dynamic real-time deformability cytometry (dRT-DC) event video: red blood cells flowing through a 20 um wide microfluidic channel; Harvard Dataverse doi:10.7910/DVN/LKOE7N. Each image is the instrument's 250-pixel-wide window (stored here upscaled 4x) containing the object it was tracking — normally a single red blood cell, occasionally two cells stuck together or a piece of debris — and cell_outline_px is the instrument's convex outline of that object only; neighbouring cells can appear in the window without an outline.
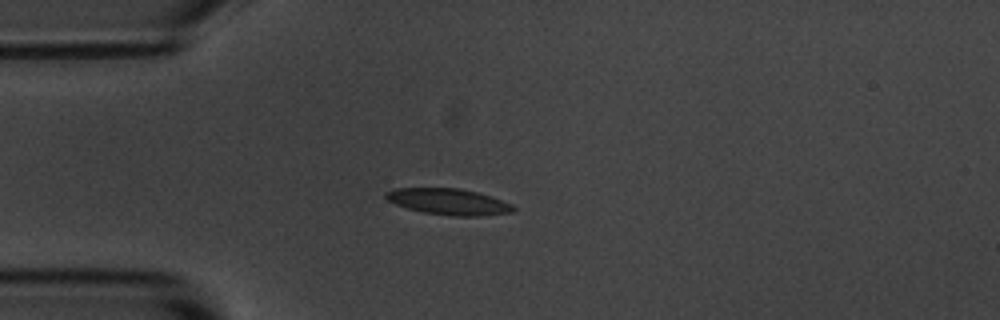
{"species": "common noctule bat (a hibernating species)", "species_latin": "Nyctalus noctula", "temperature_condition": "room temperature", "stored_images_in_passage": 3, "camera_frame_rate_fps": 3000, "um_per_image_px": 0.085, "animal": {"sex": "male", "body_mass_g": 20.1, "forearm_length_mm": 53.5}, "frame": {"image": 1, "passage_image": 3, "time_ms": 3.0, "image_size_px": [1000, 320], "cell_outline_px": [[516, 208], [512, 212], [476, 216], [452, 216], [424, 212], [408, 208], [396, 204], [388, 200], [384, 196], [384, 192], [396, 188], [460, 188], [476, 192], [512, 204]], "centroid_in_image_um": [38.1, 17.14], "position_along_channel_um": 46.9, "area_um2": 19.19}}